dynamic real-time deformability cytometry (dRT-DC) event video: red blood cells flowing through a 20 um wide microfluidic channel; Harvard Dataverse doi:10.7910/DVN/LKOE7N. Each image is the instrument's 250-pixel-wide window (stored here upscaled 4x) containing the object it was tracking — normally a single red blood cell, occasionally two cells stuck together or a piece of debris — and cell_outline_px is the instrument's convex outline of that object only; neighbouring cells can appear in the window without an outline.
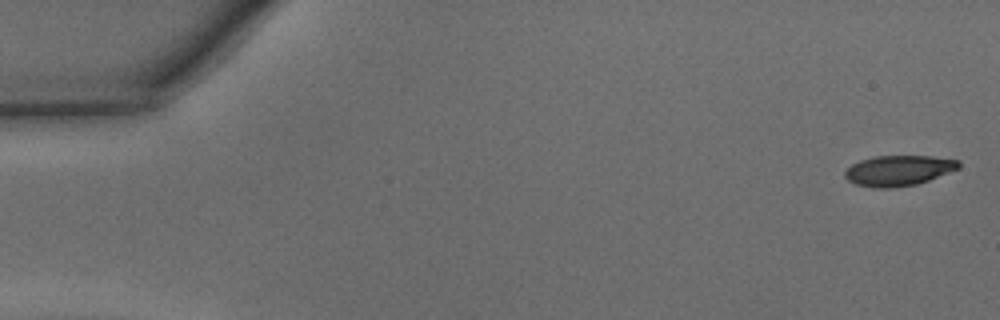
{"species": "common noctule bat (a hibernating species)", "species_latin": "Nyctalus noctula", "temperature_condition": "warm", "stored_images_in_passage": 46, "camera_frame_rate_fps": 3000, "um_per_image_px": 0.085, "animal": {"sex": "male", "body_mass_g": 15.6}, "frame": {"image": 1, "passage_image": 1, "time_ms": 0.0, "image_size_px": [1000, 320], "cell_outline_px": [[960, 168], [928, 180], [916, 184], [892, 188], [872, 188], [856, 184], [848, 180], [844, 176], [844, 172], [852, 164], [860, 160], [872, 156], [932, 156], [960, 160]], "centroid_in_image_um": [76.37, 14.49], "position_along_channel_um": 8.6, "area_um2": 20.23}}
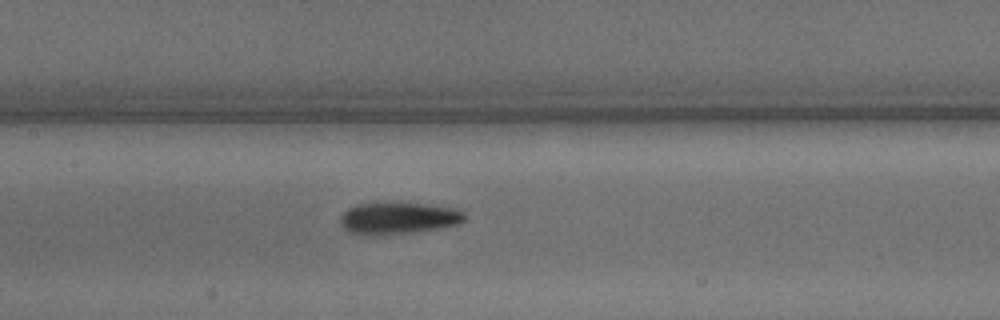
{"frame": {"image": 2, "passage_image": 22, "time_ms": 7.0, "image_size_px": [1000, 320], "cell_outline_px": [[468, 216], [460, 224], [440, 228], [412, 232], [348, 232], [340, 224], [340, 216], [348, 208], [356, 204], [428, 204], [456, 208], [464, 212]], "centroid_in_image_um": [33.96, 18.51], "position_along_channel_um": 173.4, "area_um2": 22.08}}
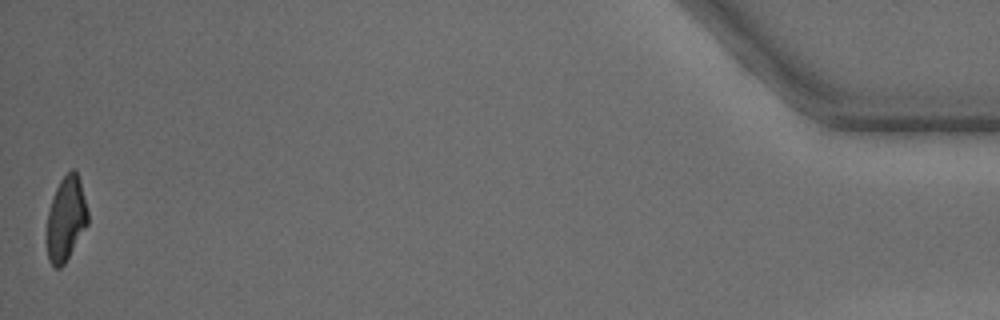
{"frame": {"image": 3, "passage_image": 46, "time_ms": 15.0, "image_size_px": [1000, 320], "cell_outline_px": [[88, 224], [64, 264], [60, 268], [56, 268], [48, 260], [48, 212], [52, 196], [60, 180], [72, 168], [76, 172], [80, 180], [88, 212]], "centroid_in_image_um": [5.62, 18.58], "position_along_channel_um": 429.6, "area_um2": 19.83}, "authors_computed_cell_mechanics": {"area_um2": 21.964, "velocity_mm_per_s": 4.3536, "shape_relaxation_time_tau1_ms": 3.9845, "shape_relaxation_time_tau2_ms": 3.7567, "deformation_change_tau1": 0.1479, "deformation_change_tau2": 0.1206}}